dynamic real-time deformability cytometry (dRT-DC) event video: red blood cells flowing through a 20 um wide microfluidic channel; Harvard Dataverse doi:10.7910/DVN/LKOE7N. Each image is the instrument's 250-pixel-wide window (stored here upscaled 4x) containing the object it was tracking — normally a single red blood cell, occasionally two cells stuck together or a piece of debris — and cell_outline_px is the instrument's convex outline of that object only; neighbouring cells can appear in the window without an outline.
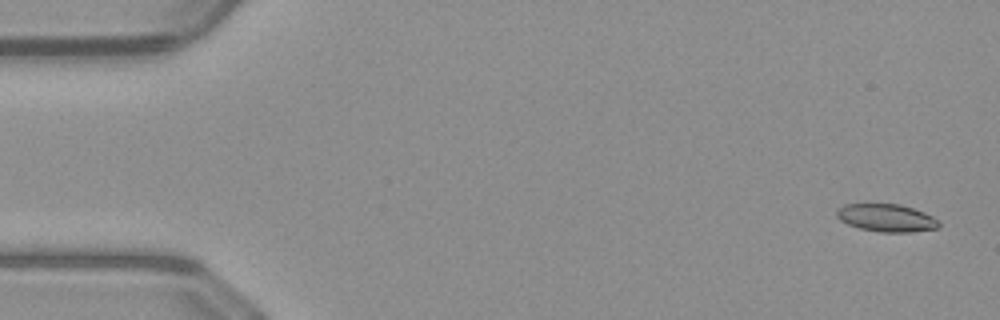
{"species": "common noctule bat (a hibernating species)", "species_latin": "Nyctalus noctula", "temperature_condition": "warm", "stored_images_in_passage": 51, "camera_frame_rate_fps": 3000, "um_per_image_px": 0.085, "animal": {"sex": "male", "body_mass_g": 23.1, "forearm_length_mm": 52.7}, "frame": {"image": 1, "passage_image": 2, "time_ms": 0.333, "image_size_px": [1000, 320], "cell_outline_px": [[940, 228], [912, 232], [880, 232], [860, 228], [848, 224], [840, 220], [836, 216], [836, 208], [844, 204], [900, 204], [924, 212], [940, 220]], "centroid_in_image_um": [75.36, 18.52], "position_along_channel_um": 9.6, "area_um2": 16.65}}
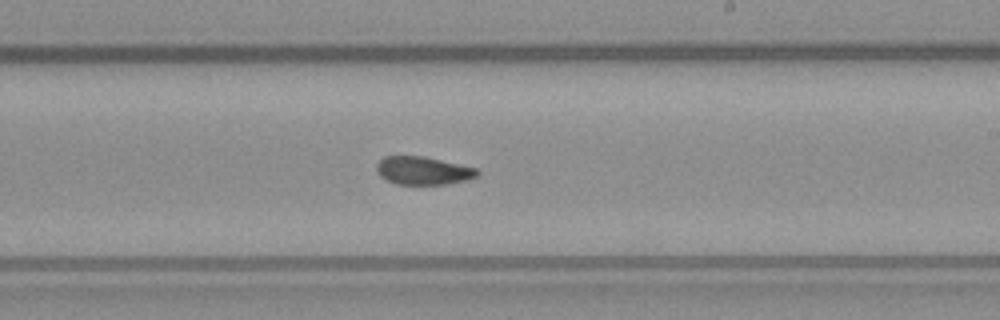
{"frame": {"image": 2, "passage_image": 30, "time_ms": 9.667, "image_size_px": [1000, 320], "cell_outline_px": [[480, 176], [468, 180], [448, 184], [396, 184], [380, 176], [376, 172], [376, 164], [384, 156], [424, 156], [476, 168], [480, 172]], "centroid_in_image_um": [35.98, 14.51], "position_along_channel_um": 253.0, "area_um2": 16.59}}
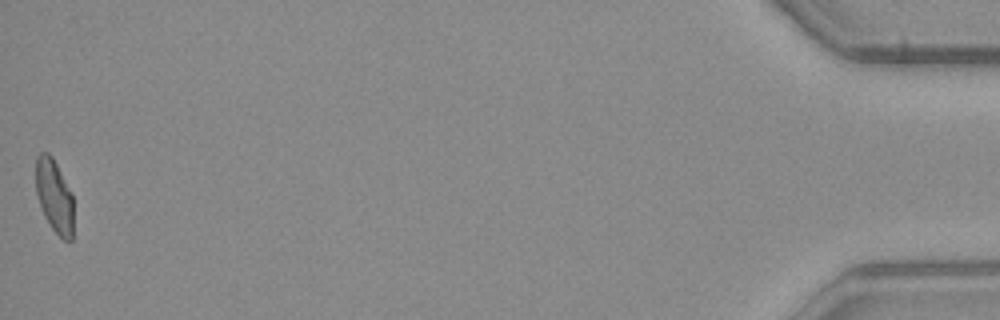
{"frame": {"image": 3, "passage_image": 51, "time_ms": 16.667, "image_size_px": [1000, 320], "cell_outline_px": [[72, 240], [64, 240], [52, 228], [44, 216], [36, 192], [36, 156], [40, 152], [48, 152], [52, 156], [72, 192]], "centroid_in_image_um": [4.6, 16.62], "position_along_channel_um": 430.6, "area_um2": 15.95}, "authors_computed_cell_mechanics": {"area_um2": 16.9932, "velocity_mm_per_s": 4.0559, "shape_relaxation_time_tau1_ms": null, "shape_relaxation_time_tau2_ms": 2.9392, "deformation_change_tau1": null, "deformation_change_tau2": 0.0786}}